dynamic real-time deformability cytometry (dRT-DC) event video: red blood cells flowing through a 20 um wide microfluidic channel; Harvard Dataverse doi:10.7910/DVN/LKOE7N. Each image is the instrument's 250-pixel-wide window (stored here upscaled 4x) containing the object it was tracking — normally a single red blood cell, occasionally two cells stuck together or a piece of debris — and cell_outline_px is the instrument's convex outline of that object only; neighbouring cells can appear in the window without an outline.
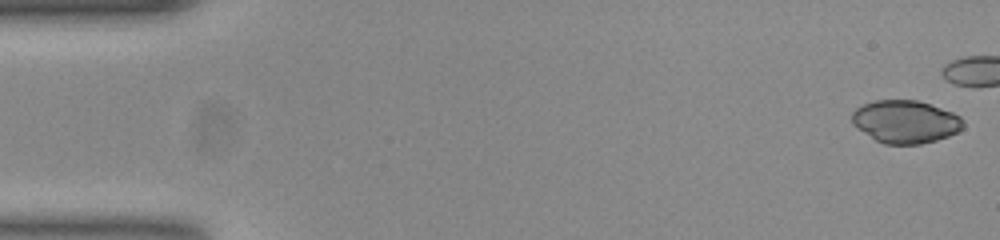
{"species": "common noctule bat (a hibernating species)", "species_latin": "Nyctalus noctula", "temperature_condition": "room temperature", "stored_images_in_passage": 40, "camera_frame_rate_fps": 3000, "um_per_image_px": 0.085, "animal": {"sex": "female", "body_mass_g": 23.0, "forearm_length_mm": 53.4}, "frame": {"image": 1, "passage_image": 1, "time_ms": 0.0, "image_size_px": [1000, 240], "cell_outline_px": [[964, 128], [948, 136], [936, 140], [920, 144], [884, 144], [876, 140], [852, 124], [852, 112], [856, 108], [864, 104], [876, 100], [916, 100], [952, 112], [960, 116], [964, 120]], "centroid_in_image_um": [76.97, 10.34], "position_along_channel_um": 8.0, "area_um2": 27.57}}
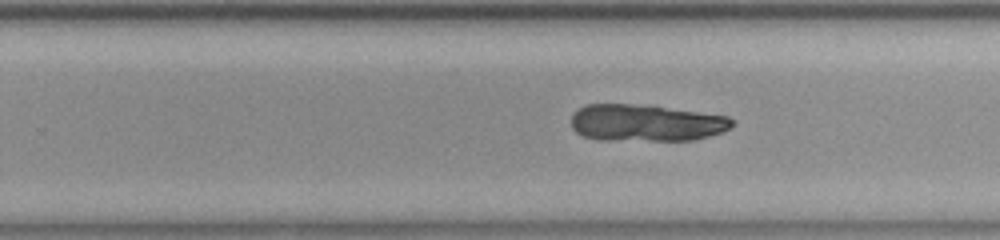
{"frame": {"image": 2, "passage_image": 32, "time_ms": 10.333, "image_size_px": [1000, 240], "cell_outline_px": [[732, 124], [728, 128], [720, 132], [708, 136], [692, 140], [600, 140], [584, 136], [576, 132], [572, 128], [572, 112], [576, 108], [584, 104], [632, 104], [728, 116], [732, 120]], "centroid_in_image_um": [54.8, 10.45], "position_along_channel_um": 275.0, "area_um2": 34.16}}